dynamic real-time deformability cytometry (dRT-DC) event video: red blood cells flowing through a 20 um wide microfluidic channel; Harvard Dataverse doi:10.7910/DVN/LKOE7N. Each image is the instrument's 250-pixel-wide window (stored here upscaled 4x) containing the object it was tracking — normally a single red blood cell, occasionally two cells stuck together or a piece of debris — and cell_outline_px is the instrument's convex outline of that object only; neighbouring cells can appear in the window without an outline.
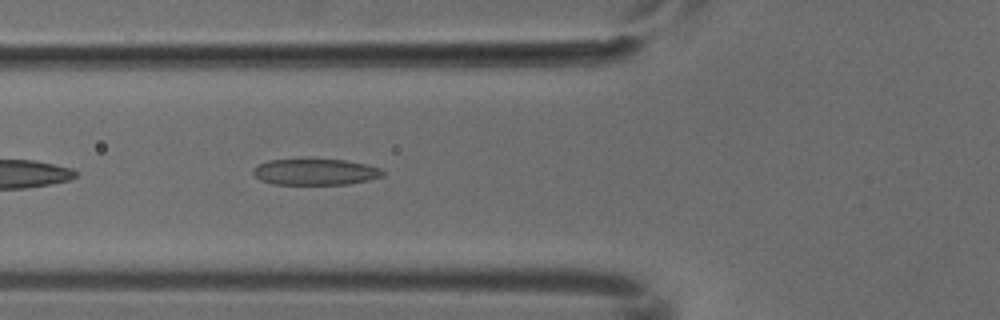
{"species": "common noctule bat (a hibernating species)", "species_latin": "Nyctalus noctula", "temperature_condition": "cold", "stored_images_in_passage": 2, "camera_frame_rate_fps": 3000, "um_per_image_px": 0.085, "animal": {"sex": "male", "body_mass_g": 18.8}, "frame": {"image": 1, "passage_image": 2, "time_ms": 0.333, "image_size_px": [1000, 320], "cell_outline_px": [[384, 176], [368, 180], [348, 184], [272, 184], [260, 180], [252, 172], [260, 164], [268, 160], [344, 160], [368, 164], [380, 168], [384, 172]], "centroid_in_image_um": [26.85, 14.62], "position_along_channel_um": 99.0, "area_um2": 19.54}}